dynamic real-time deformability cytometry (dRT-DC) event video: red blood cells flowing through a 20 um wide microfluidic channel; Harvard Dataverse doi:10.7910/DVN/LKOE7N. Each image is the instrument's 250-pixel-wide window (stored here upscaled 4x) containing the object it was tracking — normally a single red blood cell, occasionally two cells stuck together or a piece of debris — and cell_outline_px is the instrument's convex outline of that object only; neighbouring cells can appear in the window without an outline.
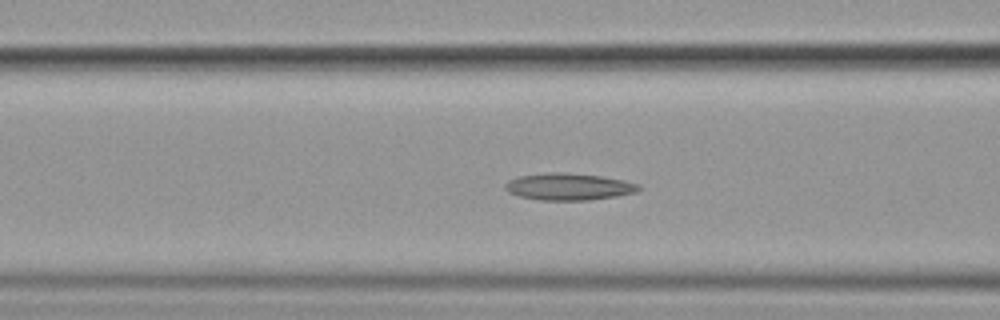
{"species": "common noctule bat (a hibernating species)", "species_latin": "Nyctalus noctula", "temperature_condition": "cold", "stored_images_in_passage": 55, "camera_frame_rate_fps": 3000, "um_per_image_px": 0.085, "animal": {"sex": "female", "body_mass_g": 19.9}, "frame": {"image": 1, "passage_image": 20, "time_ms": 6.333, "image_size_px": [1000, 320], "cell_outline_px": [[644, 188], [636, 192], [616, 196], [588, 200], [540, 200], [520, 196], [508, 192], [504, 188], [504, 184], [508, 180], [520, 176], [548, 172], [564, 172], [600, 176], [624, 180], [640, 184]], "centroid_in_image_um": [48.36, 15.86], "position_along_channel_um": 118.2, "area_um2": 21.04}}
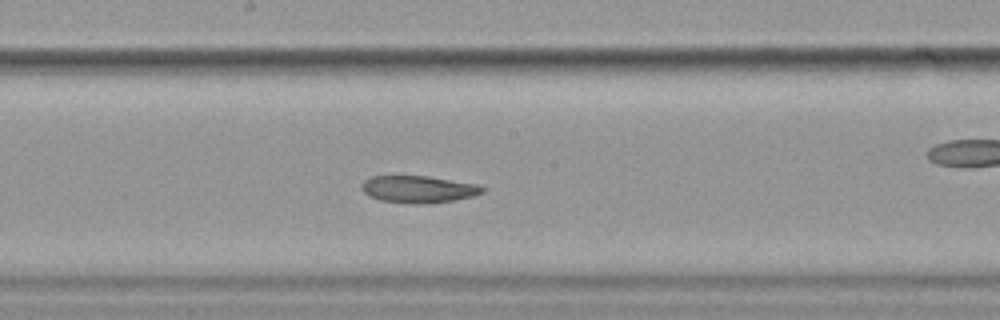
{"frame": {"image": 2, "passage_image": 28, "time_ms": 9.0, "image_size_px": [1000, 320], "cell_outline_px": [[484, 192], [472, 196], [452, 200], [380, 200], [368, 196], [360, 188], [360, 184], [368, 176], [428, 176], [480, 184], [484, 188]], "centroid_in_image_um": [35.54, 16.0], "position_along_channel_um": 212.7, "area_um2": 18.03}}
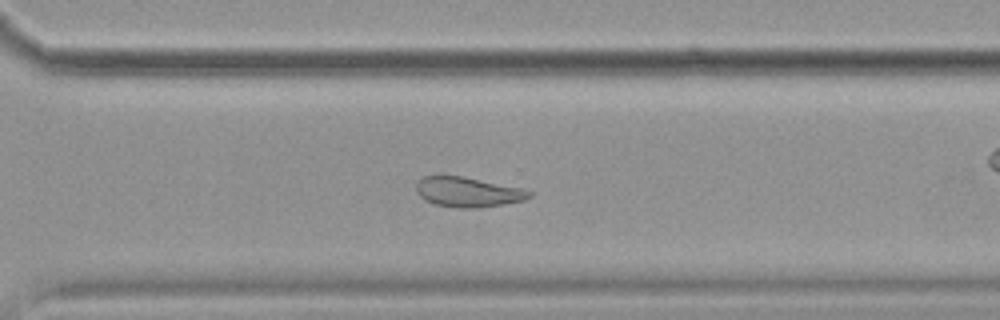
{"frame": {"image": 3, "passage_image": 38, "time_ms": 12.333, "image_size_px": [1000, 320], "cell_outline_px": [[532, 196], [524, 200], [504, 204], [476, 208], [456, 208], [436, 204], [424, 200], [416, 192], [416, 180], [424, 176], [440, 172], [464, 176], [520, 188], [532, 192]], "centroid_in_image_um": [39.67, 16.28], "position_along_channel_um": 330.9, "area_um2": 20.29}}